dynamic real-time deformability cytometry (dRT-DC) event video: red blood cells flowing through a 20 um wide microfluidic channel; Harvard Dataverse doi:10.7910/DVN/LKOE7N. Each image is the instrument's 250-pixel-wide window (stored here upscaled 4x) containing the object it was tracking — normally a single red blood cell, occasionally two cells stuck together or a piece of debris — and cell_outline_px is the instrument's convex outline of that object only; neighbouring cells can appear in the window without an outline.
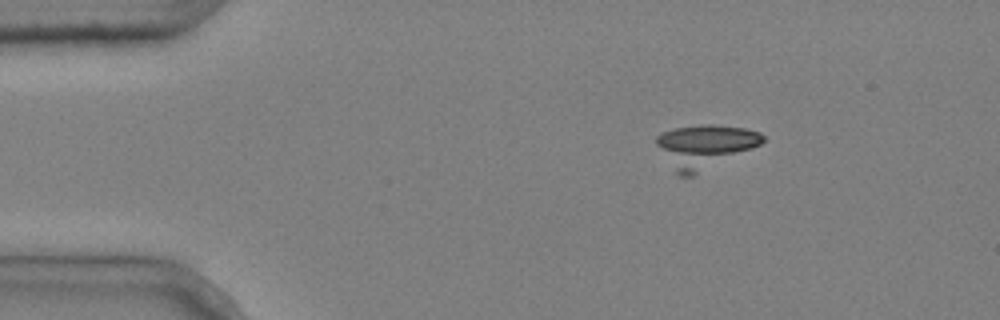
{"species": "common noctule bat (a hibernating species)", "species_latin": "Nyctalus noctula", "temperature_condition": "cold", "stored_images_in_passage": 4, "camera_frame_rate_fps": 3000, "um_per_image_px": 0.085, "animal": {"sex": "male", "body_mass_g": 20.4}, "frame": {"image": 1, "passage_image": 3, "time_ms": 0.667, "image_size_px": [1000, 320], "cell_outline_px": [[764, 140], [760, 144], [752, 148], [692, 176], [680, 176], [676, 172], [656, 144], [656, 136], [672, 128], [700, 124], [712, 124], [744, 128], [760, 132], [764, 136]], "centroid_in_image_um": [59.89, 12.41], "position_along_channel_um": 25.1, "area_um2": 26.36}}